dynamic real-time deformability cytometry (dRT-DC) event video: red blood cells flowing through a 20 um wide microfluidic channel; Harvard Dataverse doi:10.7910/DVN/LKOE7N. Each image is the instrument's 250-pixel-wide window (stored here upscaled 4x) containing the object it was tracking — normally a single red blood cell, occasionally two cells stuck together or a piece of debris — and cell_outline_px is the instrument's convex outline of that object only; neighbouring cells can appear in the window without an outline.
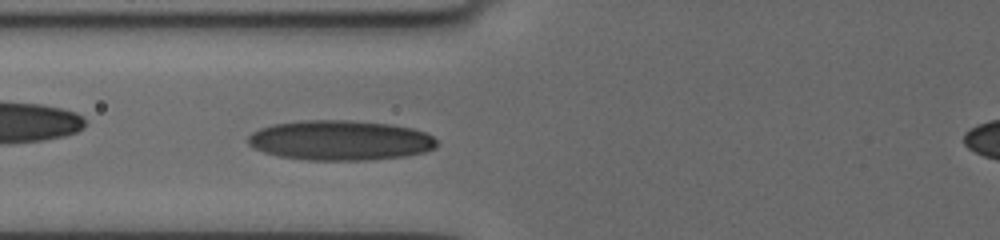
{"species": "human", "species_latin": "Homo sapiens", "temperature_condition": "cold", "stored_images_in_passage": 4, "camera_frame_rate_fps": 3000, "um_per_image_px": 0.085, "donor": {"sex": "female"}, "frame": {"image": 1, "passage_image": 4, "time_ms": 3.667, "image_size_px": [1000, 240], "cell_outline_px": [[436, 148], [424, 152], [404, 156], [364, 160], [308, 160], [280, 156], [264, 152], [248, 144], [248, 136], [252, 132], [260, 128], [272, 124], [304, 120], [348, 120], [388, 124], [412, 128], [424, 132], [432, 136], [436, 140]], "centroid_in_image_um": [28.9, 11.92], "position_along_channel_um": 96.9, "area_um2": 43.75}}